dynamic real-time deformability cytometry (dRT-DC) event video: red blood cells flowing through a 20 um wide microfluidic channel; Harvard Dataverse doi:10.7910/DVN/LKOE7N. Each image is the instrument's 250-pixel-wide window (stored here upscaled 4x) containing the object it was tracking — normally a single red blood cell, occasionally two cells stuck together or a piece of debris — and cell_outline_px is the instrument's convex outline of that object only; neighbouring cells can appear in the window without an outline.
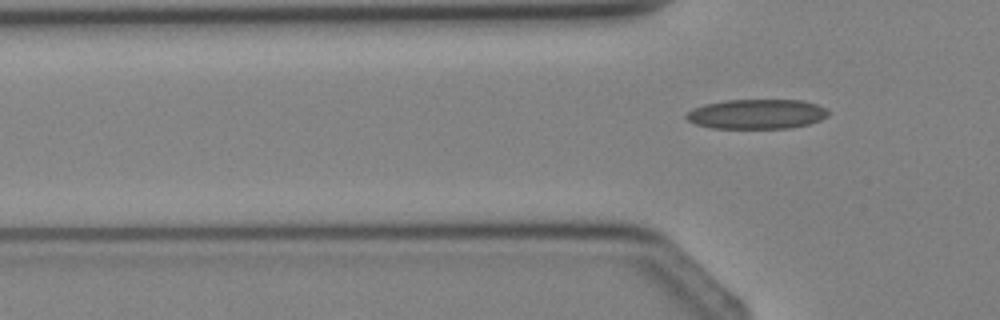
{"species": "Egyptian fruit bat (a non-hibernating species)", "species_latin": "Rousettus aegyptiacus", "temperature_condition": "cold", "stored_images_in_passage": 5, "camera_frame_rate_fps": 3000, "um_per_image_px": 0.085, "animal": {"sex": "female"}, "frame": {"image": 1, "passage_image": 5, "time_ms": 5.667, "image_size_px": [1000, 320], "cell_outline_px": [[828, 116], [820, 120], [808, 124], [792, 128], [712, 128], [696, 124], [688, 120], [684, 116], [692, 108], [704, 104], [724, 100], [804, 100], [816, 104], [824, 108], [828, 112]], "centroid_in_image_um": [64.31, 9.69], "position_along_channel_um": 61.5, "area_um2": 24.62}}